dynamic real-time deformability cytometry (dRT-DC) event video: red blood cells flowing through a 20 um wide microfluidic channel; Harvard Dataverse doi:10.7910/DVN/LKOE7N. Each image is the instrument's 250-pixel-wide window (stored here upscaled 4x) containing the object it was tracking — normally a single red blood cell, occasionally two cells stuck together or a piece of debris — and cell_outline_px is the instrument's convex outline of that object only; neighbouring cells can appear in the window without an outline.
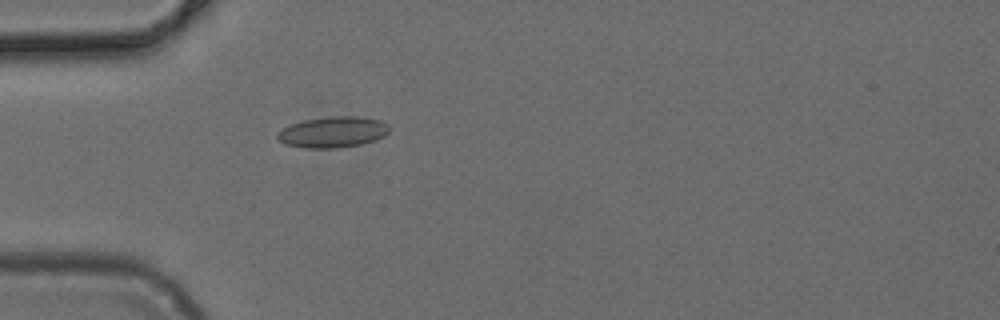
{"species": "common noctule bat (a hibernating species)", "species_latin": "Nyctalus noctula", "temperature_condition": "cold", "stored_images_in_passage": 36, "camera_frame_rate_fps": 3000, "um_per_image_px": 0.085, "animal": {"sex": "female", "body_mass_g": 24.6, "forearm_length_mm": 56.2}, "frame": {"image": 1, "passage_image": 1, "time_ms": 0.0, "image_size_px": [1000, 320], "cell_outline_px": [[392, 128], [384, 136], [376, 140], [360, 144], [336, 148], [304, 148], [284, 144], [276, 140], [276, 132], [292, 124], [304, 120], [328, 116], [356, 116], [380, 120], [388, 124]], "centroid_in_image_um": [28.28, 11.23], "position_along_channel_um": 56.7, "area_um2": 20.4}}
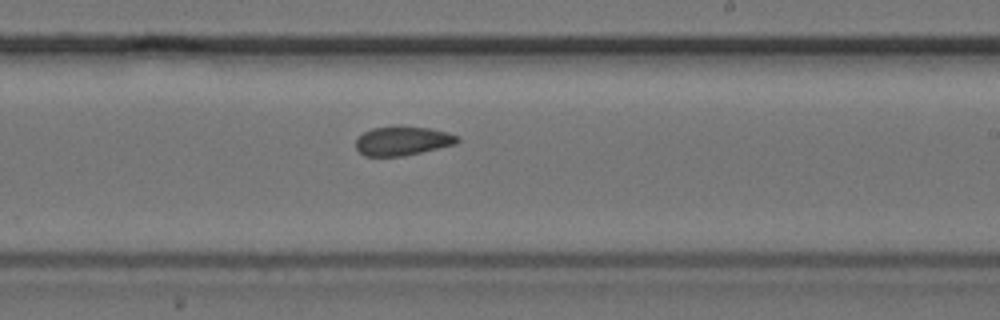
{"frame": {"image": 2, "passage_image": 16, "time_ms": 5.0, "image_size_px": [1000, 320], "cell_outline_px": [[460, 140], [456, 144], [420, 152], [400, 156], [364, 156], [356, 148], [356, 140], [364, 132], [372, 128], [428, 128], [448, 132], [456, 136]], "centroid_in_image_um": [34.21, 12.0], "position_along_channel_um": 254.8, "area_um2": 16.53}}
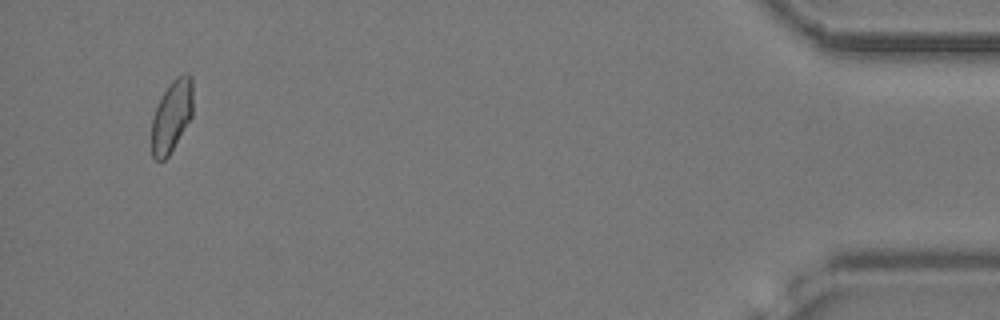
{"frame": {"image": 3, "passage_image": 34, "time_ms": 11.0, "image_size_px": [1000, 320], "cell_outline_px": [[192, 116], [168, 156], [164, 160], [156, 160], [152, 156], [152, 116], [164, 92], [172, 80], [176, 76], [184, 72], [188, 72], [192, 76]], "centroid_in_image_um": [14.6, 9.83], "position_along_channel_um": 420.6, "area_um2": 17.22}}